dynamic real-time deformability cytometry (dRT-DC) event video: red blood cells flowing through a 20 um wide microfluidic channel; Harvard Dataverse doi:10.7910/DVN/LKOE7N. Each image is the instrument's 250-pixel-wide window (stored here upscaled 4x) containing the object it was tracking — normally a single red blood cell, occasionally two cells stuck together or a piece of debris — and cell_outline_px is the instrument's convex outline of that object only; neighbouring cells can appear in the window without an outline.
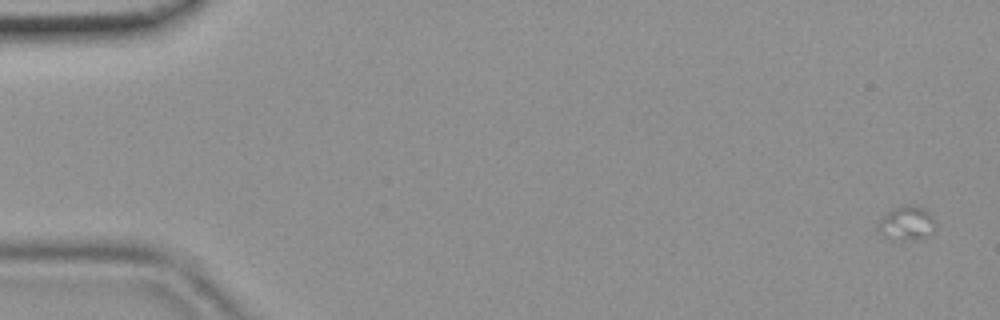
{"species": "common noctule bat (a hibernating species)", "species_latin": "Nyctalus noctula", "temperature_condition": "room temperature", "stored_images_in_passage": 4, "camera_frame_rate_fps": 3000, "um_per_image_px": 0.085, "animal": {"sex": "female", "body_mass_g": 19.9}, "frame": {"image": 1, "passage_image": 1, "time_ms": 0.0, "image_size_px": [1000, 320], "cell_outline_px": [[936, 232], [928, 236], [904, 236], [880, 232], [876, 228], [876, 224], [884, 216], [896, 208], [904, 204], [920, 208], [928, 212], [932, 216], [936, 228]], "centroid_in_image_um": [77.14, 18.89], "position_along_channel_um": 7.9, "area_um2": 10.12}}